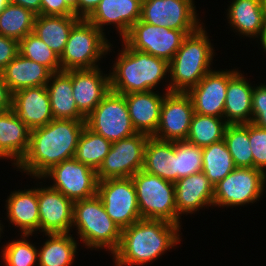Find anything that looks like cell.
I'll return each mask as SVG.
<instances>
[{"label": "cell", "instance_id": "6da1fadb", "mask_svg": "<svg viewBox=\"0 0 266 266\" xmlns=\"http://www.w3.org/2000/svg\"><path fill=\"white\" fill-rule=\"evenodd\" d=\"M85 120L53 119L31 130L27 153L15 167L32 178H40L51 167L75 156Z\"/></svg>", "mask_w": 266, "mask_h": 266}, {"label": "cell", "instance_id": "7a4b0ae2", "mask_svg": "<svg viewBox=\"0 0 266 266\" xmlns=\"http://www.w3.org/2000/svg\"><path fill=\"white\" fill-rule=\"evenodd\" d=\"M179 225L140 219L122 229L118 248L112 253L114 266H147L181 242ZM181 233V234H180Z\"/></svg>", "mask_w": 266, "mask_h": 266}, {"label": "cell", "instance_id": "3957f363", "mask_svg": "<svg viewBox=\"0 0 266 266\" xmlns=\"http://www.w3.org/2000/svg\"><path fill=\"white\" fill-rule=\"evenodd\" d=\"M121 50L109 70L110 90L130 94L157 90L169 82V62L130 48L123 40ZM167 78V79H166Z\"/></svg>", "mask_w": 266, "mask_h": 266}, {"label": "cell", "instance_id": "277c9868", "mask_svg": "<svg viewBox=\"0 0 266 266\" xmlns=\"http://www.w3.org/2000/svg\"><path fill=\"white\" fill-rule=\"evenodd\" d=\"M203 24L195 32L188 34L178 51L169 62V83H164L165 92H187L213 70L216 50ZM212 67V69H211Z\"/></svg>", "mask_w": 266, "mask_h": 266}, {"label": "cell", "instance_id": "5b68a950", "mask_svg": "<svg viewBox=\"0 0 266 266\" xmlns=\"http://www.w3.org/2000/svg\"><path fill=\"white\" fill-rule=\"evenodd\" d=\"M74 229L80 239L78 242L86 249H106L112 254L119 246L122 230L109 217L97 195L73 203L71 231Z\"/></svg>", "mask_w": 266, "mask_h": 266}, {"label": "cell", "instance_id": "8992f818", "mask_svg": "<svg viewBox=\"0 0 266 266\" xmlns=\"http://www.w3.org/2000/svg\"><path fill=\"white\" fill-rule=\"evenodd\" d=\"M105 33L87 19H80L71 29L62 55L61 71L93 69L112 52V44ZM104 56V57H103Z\"/></svg>", "mask_w": 266, "mask_h": 266}, {"label": "cell", "instance_id": "52a82bcc", "mask_svg": "<svg viewBox=\"0 0 266 266\" xmlns=\"http://www.w3.org/2000/svg\"><path fill=\"white\" fill-rule=\"evenodd\" d=\"M142 219L164 220L177 225L175 185L144 170L132 177Z\"/></svg>", "mask_w": 266, "mask_h": 266}, {"label": "cell", "instance_id": "ba28073f", "mask_svg": "<svg viewBox=\"0 0 266 266\" xmlns=\"http://www.w3.org/2000/svg\"><path fill=\"white\" fill-rule=\"evenodd\" d=\"M266 174L257 168L236 167L214 186L213 207L251 205L265 194Z\"/></svg>", "mask_w": 266, "mask_h": 266}, {"label": "cell", "instance_id": "9c48e42d", "mask_svg": "<svg viewBox=\"0 0 266 266\" xmlns=\"http://www.w3.org/2000/svg\"><path fill=\"white\" fill-rule=\"evenodd\" d=\"M85 126L111 143L136 134L125 96L110 90L86 117Z\"/></svg>", "mask_w": 266, "mask_h": 266}, {"label": "cell", "instance_id": "30bf717a", "mask_svg": "<svg viewBox=\"0 0 266 266\" xmlns=\"http://www.w3.org/2000/svg\"><path fill=\"white\" fill-rule=\"evenodd\" d=\"M35 181L48 179L51 188L63 193L73 202L97 195V171L74 157L51 167ZM53 181V183H52Z\"/></svg>", "mask_w": 266, "mask_h": 266}, {"label": "cell", "instance_id": "8fae6325", "mask_svg": "<svg viewBox=\"0 0 266 266\" xmlns=\"http://www.w3.org/2000/svg\"><path fill=\"white\" fill-rule=\"evenodd\" d=\"M196 30H175L138 20L121 39L130 48L170 62L183 39Z\"/></svg>", "mask_w": 266, "mask_h": 266}, {"label": "cell", "instance_id": "7c38bea8", "mask_svg": "<svg viewBox=\"0 0 266 266\" xmlns=\"http://www.w3.org/2000/svg\"><path fill=\"white\" fill-rule=\"evenodd\" d=\"M150 136L136 133L113 142L109 153L97 170L98 181L117 178H131L142 170L145 146Z\"/></svg>", "mask_w": 266, "mask_h": 266}, {"label": "cell", "instance_id": "4fadbf2b", "mask_svg": "<svg viewBox=\"0 0 266 266\" xmlns=\"http://www.w3.org/2000/svg\"><path fill=\"white\" fill-rule=\"evenodd\" d=\"M97 196L109 217L121 230L142 219L132 178L98 181Z\"/></svg>", "mask_w": 266, "mask_h": 266}, {"label": "cell", "instance_id": "5bb4252c", "mask_svg": "<svg viewBox=\"0 0 266 266\" xmlns=\"http://www.w3.org/2000/svg\"><path fill=\"white\" fill-rule=\"evenodd\" d=\"M194 0H143L140 20L175 30H198L199 19Z\"/></svg>", "mask_w": 266, "mask_h": 266}, {"label": "cell", "instance_id": "9a60e30c", "mask_svg": "<svg viewBox=\"0 0 266 266\" xmlns=\"http://www.w3.org/2000/svg\"><path fill=\"white\" fill-rule=\"evenodd\" d=\"M194 113L192 100L186 92L166 93L159 125L152 137L163 141L186 140Z\"/></svg>", "mask_w": 266, "mask_h": 266}, {"label": "cell", "instance_id": "2e32d148", "mask_svg": "<svg viewBox=\"0 0 266 266\" xmlns=\"http://www.w3.org/2000/svg\"><path fill=\"white\" fill-rule=\"evenodd\" d=\"M238 70L213 69L186 93L190 96L194 112L200 115L224 117L226 91L229 78Z\"/></svg>", "mask_w": 266, "mask_h": 266}, {"label": "cell", "instance_id": "e0dca14e", "mask_svg": "<svg viewBox=\"0 0 266 266\" xmlns=\"http://www.w3.org/2000/svg\"><path fill=\"white\" fill-rule=\"evenodd\" d=\"M36 183L40 233H71L73 201L43 182Z\"/></svg>", "mask_w": 266, "mask_h": 266}, {"label": "cell", "instance_id": "ac0fdd59", "mask_svg": "<svg viewBox=\"0 0 266 266\" xmlns=\"http://www.w3.org/2000/svg\"><path fill=\"white\" fill-rule=\"evenodd\" d=\"M101 66L93 69H72V96L78 110L87 117L110 91L109 73Z\"/></svg>", "mask_w": 266, "mask_h": 266}, {"label": "cell", "instance_id": "d6986e66", "mask_svg": "<svg viewBox=\"0 0 266 266\" xmlns=\"http://www.w3.org/2000/svg\"><path fill=\"white\" fill-rule=\"evenodd\" d=\"M177 225L182 226V215H192L197 211L213 208L214 186L201 171L175 183Z\"/></svg>", "mask_w": 266, "mask_h": 266}, {"label": "cell", "instance_id": "ffe728a7", "mask_svg": "<svg viewBox=\"0 0 266 266\" xmlns=\"http://www.w3.org/2000/svg\"><path fill=\"white\" fill-rule=\"evenodd\" d=\"M141 3V0H101L87 20L105 34L106 25L114 26L121 41L130 28L140 20Z\"/></svg>", "mask_w": 266, "mask_h": 266}, {"label": "cell", "instance_id": "44dd1931", "mask_svg": "<svg viewBox=\"0 0 266 266\" xmlns=\"http://www.w3.org/2000/svg\"><path fill=\"white\" fill-rule=\"evenodd\" d=\"M12 110L30 130L43 127L54 119L46 86L24 88L13 93Z\"/></svg>", "mask_w": 266, "mask_h": 266}, {"label": "cell", "instance_id": "7402d4cb", "mask_svg": "<svg viewBox=\"0 0 266 266\" xmlns=\"http://www.w3.org/2000/svg\"><path fill=\"white\" fill-rule=\"evenodd\" d=\"M226 10L227 23L243 38L261 39L266 28L264 0H231Z\"/></svg>", "mask_w": 266, "mask_h": 266}, {"label": "cell", "instance_id": "603a6c76", "mask_svg": "<svg viewBox=\"0 0 266 266\" xmlns=\"http://www.w3.org/2000/svg\"><path fill=\"white\" fill-rule=\"evenodd\" d=\"M5 201L6 218L9 224L19 228V234L33 235L40 232V217L37 187L11 191Z\"/></svg>", "mask_w": 266, "mask_h": 266}, {"label": "cell", "instance_id": "cb8c5ba5", "mask_svg": "<svg viewBox=\"0 0 266 266\" xmlns=\"http://www.w3.org/2000/svg\"><path fill=\"white\" fill-rule=\"evenodd\" d=\"M157 90L125 94V100L133 127L137 133L152 137L159 125L160 109L165 94Z\"/></svg>", "mask_w": 266, "mask_h": 266}, {"label": "cell", "instance_id": "d4e9b609", "mask_svg": "<svg viewBox=\"0 0 266 266\" xmlns=\"http://www.w3.org/2000/svg\"><path fill=\"white\" fill-rule=\"evenodd\" d=\"M30 132L12 109L0 112V160L9 159L15 169L27 153Z\"/></svg>", "mask_w": 266, "mask_h": 266}, {"label": "cell", "instance_id": "484cf974", "mask_svg": "<svg viewBox=\"0 0 266 266\" xmlns=\"http://www.w3.org/2000/svg\"><path fill=\"white\" fill-rule=\"evenodd\" d=\"M243 74L237 70L228 80L223 117L228 125L251 123L254 85Z\"/></svg>", "mask_w": 266, "mask_h": 266}, {"label": "cell", "instance_id": "4316f807", "mask_svg": "<svg viewBox=\"0 0 266 266\" xmlns=\"http://www.w3.org/2000/svg\"><path fill=\"white\" fill-rule=\"evenodd\" d=\"M1 74L13 94L24 88L46 86L52 72L47 67L18 53L1 71Z\"/></svg>", "mask_w": 266, "mask_h": 266}, {"label": "cell", "instance_id": "83f0119b", "mask_svg": "<svg viewBox=\"0 0 266 266\" xmlns=\"http://www.w3.org/2000/svg\"><path fill=\"white\" fill-rule=\"evenodd\" d=\"M54 119L85 120L72 96V77L67 71L52 73L46 85Z\"/></svg>", "mask_w": 266, "mask_h": 266}, {"label": "cell", "instance_id": "f1b7e54d", "mask_svg": "<svg viewBox=\"0 0 266 266\" xmlns=\"http://www.w3.org/2000/svg\"><path fill=\"white\" fill-rule=\"evenodd\" d=\"M142 170L175 183L177 181V165L174 141L149 137L145 146Z\"/></svg>", "mask_w": 266, "mask_h": 266}, {"label": "cell", "instance_id": "f546056e", "mask_svg": "<svg viewBox=\"0 0 266 266\" xmlns=\"http://www.w3.org/2000/svg\"><path fill=\"white\" fill-rule=\"evenodd\" d=\"M48 237L38 245V266H72L78 242L71 233H43ZM40 246V247H39Z\"/></svg>", "mask_w": 266, "mask_h": 266}, {"label": "cell", "instance_id": "4dcf8cb0", "mask_svg": "<svg viewBox=\"0 0 266 266\" xmlns=\"http://www.w3.org/2000/svg\"><path fill=\"white\" fill-rule=\"evenodd\" d=\"M79 20L80 19L75 15H37L34 20L33 33L60 57L68 41L72 27Z\"/></svg>", "mask_w": 266, "mask_h": 266}, {"label": "cell", "instance_id": "1f68e13d", "mask_svg": "<svg viewBox=\"0 0 266 266\" xmlns=\"http://www.w3.org/2000/svg\"><path fill=\"white\" fill-rule=\"evenodd\" d=\"M202 172L215 186L236 167L224 140L202 148Z\"/></svg>", "mask_w": 266, "mask_h": 266}, {"label": "cell", "instance_id": "d6a6232c", "mask_svg": "<svg viewBox=\"0 0 266 266\" xmlns=\"http://www.w3.org/2000/svg\"><path fill=\"white\" fill-rule=\"evenodd\" d=\"M36 15L30 10L15 4H7L0 12V35L18 42L33 32Z\"/></svg>", "mask_w": 266, "mask_h": 266}, {"label": "cell", "instance_id": "836d02e7", "mask_svg": "<svg viewBox=\"0 0 266 266\" xmlns=\"http://www.w3.org/2000/svg\"><path fill=\"white\" fill-rule=\"evenodd\" d=\"M112 143L86 126L83 128L74 158L96 171L109 153Z\"/></svg>", "mask_w": 266, "mask_h": 266}, {"label": "cell", "instance_id": "e575fe53", "mask_svg": "<svg viewBox=\"0 0 266 266\" xmlns=\"http://www.w3.org/2000/svg\"><path fill=\"white\" fill-rule=\"evenodd\" d=\"M224 118L194 113L187 141L201 147L223 140L227 127Z\"/></svg>", "mask_w": 266, "mask_h": 266}, {"label": "cell", "instance_id": "d590c367", "mask_svg": "<svg viewBox=\"0 0 266 266\" xmlns=\"http://www.w3.org/2000/svg\"><path fill=\"white\" fill-rule=\"evenodd\" d=\"M223 140L235 167L253 168V155L249 143V123L227 125Z\"/></svg>", "mask_w": 266, "mask_h": 266}, {"label": "cell", "instance_id": "8d00e7d4", "mask_svg": "<svg viewBox=\"0 0 266 266\" xmlns=\"http://www.w3.org/2000/svg\"><path fill=\"white\" fill-rule=\"evenodd\" d=\"M30 236L33 235L21 234L19 239L2 245L0 257L4 266H38V246L28 240Z\"/></svg>", "mask_w": 266, "mask_h": 266}, {"label": "cell", "instance_id": "74e56055", "mask_svg": "<svg viewBox=\"0 0 266 266\" xmlns=\"http://www.w3.org/2000/svg\"><path fill=\"white\" fill-rule=\"evenodd\" d=\"M18 49L19 54L47 67L52 73L61 71L59 56L33 32L18 42Z\"/></svg>", "mask_w": 266, "mask_h": 266}, {"label": "cell", "instance_id": "f35d334b", "mask_svg": "<svg viewBox=\"0 0 266 266\" xmlns=\"http://www.w3.org/2000/svg\"><path fill=\"white\" fill-rule=\"evenodd\" d=\"M177 180L202 171V148L187 141H174Z\"/></svg>", "mask_w": 266, "mask_h": 266}, {"label": "cell", "instance_id": "ab89813d", "mask_svg": "<svg viewBox=\"0 0 266 266\" xmlns=\"http://www.w3.org/2000/svg\"><path fill=\"white\" fill-rule=\"evenodd\" d=\"M249 143L253 155V167L266 174V129L249 123Z\"/></svg>", "mask_w": 266, "mask_h": 266}, {"label": "cell", "instance_id": "60d3db41", "mask_svg": "<svg viewBox=\"0 0 266 266\" xmlns=\"http://www.w3.org/2000/svg\"><path fill=\"white\" fill-rule=\"evenodd\" d=\"M266 83L256 84L252 91V117L251 123L266 129Z\"/></svg>", "mask_w": 266, "mask_h": 266}, {"label": "cell", "instance_id": "b9f144b4", "mask_svg": "<svg viewBox=\"0 0 266 266\" xmlns=\"http://www.w3.org/2000/svg\"><path fill=\"white\" fill-rule=\"evenodd\" d=\"M18 53V41L0 35V72L17 56Z\"/></svg>", "mask_w": 266, "mask_h": 266}, {"label": "cell", "instance_id": "7bdbcfd3", "mask_svg": "<svg viewBox=\"0 0 266 266\" xmlns=\"http://www.w3.org/2000/svg\"><path fill=\"white\" fill-rule=\"evenodd\" d=\"M40 15L70 16L75 14L64 0H41Z\"/></svg>", "mask_w": 266, "mask_h": 266}, {"label": "cell", "instance_id": "ee69618b", "mask_svg": "<svg viewBox=\"0 0 266 266\" xmlns=\"http://www.w3.org/2000/svg\"><path fill=\"white\" fill-rule=\"evenodd\" d=\"M10 109H12V93L0 72V111L4 112Z\"/></svg>", "mask_w": 266, "mask_h": 266}, {"label": "cell", "instance_id": "f6af8a7d", "mask_svg": "<svg viewBox=\"0 0 266 266\" xmlns=\"http://www.w3.org/2000/svg\"><path fill=\"white\" fill-rule=\"evenodd\" d=\"M101 0H79L78 1V18L87 19L97 8Z\"/></svg>", "mask_w": 266, "mask_h": 266}, {"label": "cell", "instance_id": "bcb514c9", "mask_svg": "<svg viewBox=\"0 0 266 266\" xmlns=\"http://www.w3.org/2000/svg\"><path fill=\"white\" fill-rule=\"evenodd\" d=\"M9 1L11 4L22 6L30 10L36 16L40 15L41 0H9Z\"/></svg>", "mask_w": 266, "mask_h": 266}, {"label": "cell", "instance_id": "7dc6e473", "mask_svg": "<svg viewBox=\"0 0 266 266\" xmlns=\"http://www.w3.org/2000/svg\"><path fill=\"white\" fill-rule=\"evenodd\" d=\"M64 1L74 11L75 16L78 17V1L79 0H64Z\"/></svg>", "mask_w": 266, "mask_h": 266}, {"label": "cell", "instance_id": "c3c4849f", "mask_svg": "<svg viewBox=\"0 0 266 266\" xmlns=\"http://www.w3.org/2000/svg\"><path fill=\"white\" fill-rule=\"evenodd\" d=\"M260 42H258V46L259 44H261V49L263 50V52H265L266 54V28L264 30L263 35L261 36V39L259 40Z\"/></svg>", "mask_w": 266, "mask_h": 266}, {"label": "cell", "instance_id": "681fc988", "mask_svg": "<svg viewBox=\"0 0 266 266\" xmlns=\"http://www.w3.org/2000/svg\"><path fill=\"white\" fill-rule=\"evenodd\" d=\"M9 0H0V12L9 4Z\"/></svg>", "mask_w": 266, "mask_h": 266}, {"label": "cell", "instance_id": "f907efd6", "mask_svg": "<svg viewBox=\"0 0 266 266\" xmlns=\"http://www.w3.org/2000/svg\"><path fill=\"white\" fill-rule=\"evenodd\" d=\"M2 220H0V239H1V234L3 233L4 234V232H3V229L5 228V226L2 224V222H1ZM0 242H1V240H0Z\"/></svg>", "mask_w": 266, "mask_h": 266}]
</instances>
